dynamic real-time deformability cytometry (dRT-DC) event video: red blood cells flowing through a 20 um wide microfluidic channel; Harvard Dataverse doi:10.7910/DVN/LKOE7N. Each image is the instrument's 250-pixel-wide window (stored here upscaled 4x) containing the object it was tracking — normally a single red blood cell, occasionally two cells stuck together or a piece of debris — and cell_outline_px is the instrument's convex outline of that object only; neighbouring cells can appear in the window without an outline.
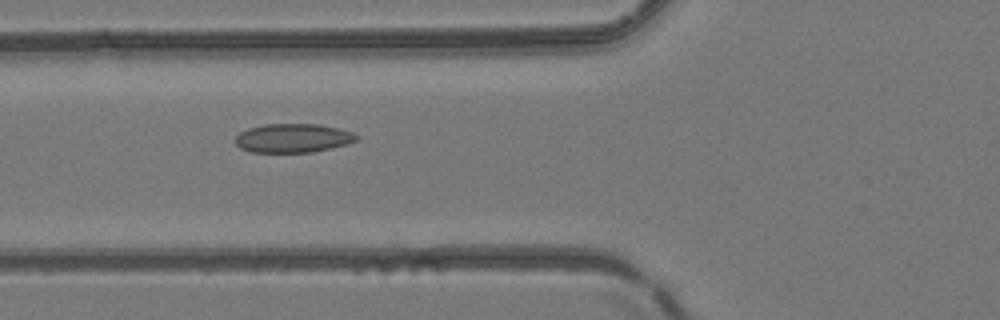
{"species": "common noctule bat (a hibernating species)", "species_latin": "Nyctalus noctula", "temperature_condition": "room temperature", "stored_images_in_passage": 12, "camera_frame_rate_fps": 3000, "um_per_image_px": 0.085, "animal": {"sex": "female", "body_mass_g": 24.6, "forearm_length_mm": 56.2}, "frame": {"image": 1, "passage_image": 7, "time_ms": 2.0, "image_size_px": [1000, 320], "cell_outline_px": [[360, 136], [356, 140], [348, 144], [332, 148], [312, 152], [252, 152], [240, 148], [236, 144], [236, 136], [240, 132], [248, 128], [264, 124], [320, 124], [352, 132]], "centroid_in_image_um": [24.91, 11.74], "position_along_channel_um": 100.9, "area_um2": 20.4}}
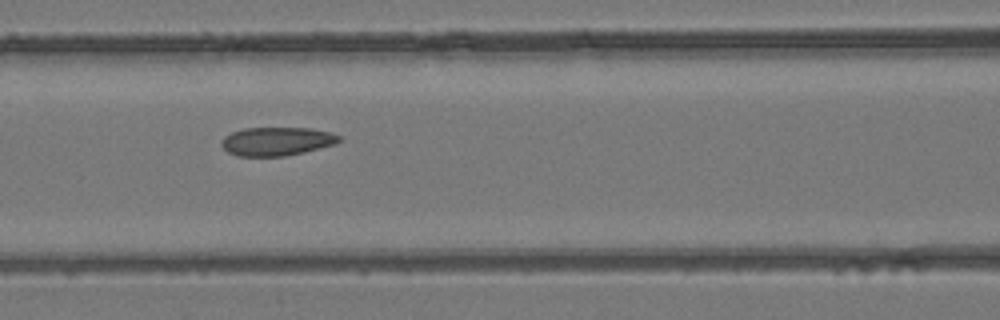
{"frame": {"image": 2, "passage_image": 10, "time_ms": 3.0, "image_size_px": [1000, 320], "cell_outline_px": [[344, 140], [336, 144], [304, 152], [284, 156], [236, 156], [228, 152], [220, 144], [220, 140], [224, 136], [232, 132], [244, 128], [312, 128], [332, 132], [340, 136]], "centroid_in_image_um": [23.55, 12.01], "position_along_channel_um": 143.1, "area_um2": 19.83}}